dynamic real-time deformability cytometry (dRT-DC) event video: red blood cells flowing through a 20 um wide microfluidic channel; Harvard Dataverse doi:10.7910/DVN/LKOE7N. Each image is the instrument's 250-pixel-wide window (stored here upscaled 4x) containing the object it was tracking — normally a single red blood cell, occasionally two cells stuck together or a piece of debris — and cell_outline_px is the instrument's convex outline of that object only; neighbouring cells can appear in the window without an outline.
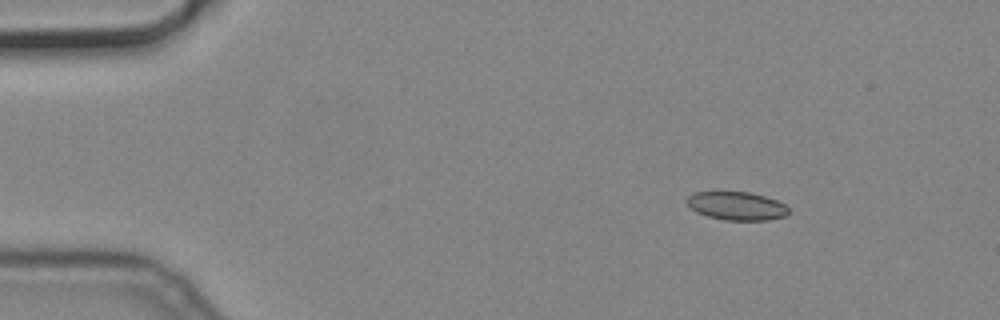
{"species": "common noctule bat (a hibernating species)", "species_latin": "Nyctalus noctula", "temperature_condition": "cold", "stored_images_in_passage": 3, "camera_frame_rate_fps": 3000, "um_per_image_px": 0.085, "animal": {"sex": "male", "body_mass_g": 19.2, "forearm_length_mm": 51.8}, "frame": {"image": 1, "passage_image": 1, "time_ms": 0.0, "image_size_px": [1000, 320], "cell_outline_px": [[788, 212], [784, 216], [768, 220], [724, 220], [708, 216], [696, 212], [684, 200], [692, 192], [748, 192], [764, 196], [776, 200], [784, 204], [788, 208]], "centroid_in_image_um": [62.58, 17.5], "position_along_channel_um": 22.4, "area_um2": 16.7}}